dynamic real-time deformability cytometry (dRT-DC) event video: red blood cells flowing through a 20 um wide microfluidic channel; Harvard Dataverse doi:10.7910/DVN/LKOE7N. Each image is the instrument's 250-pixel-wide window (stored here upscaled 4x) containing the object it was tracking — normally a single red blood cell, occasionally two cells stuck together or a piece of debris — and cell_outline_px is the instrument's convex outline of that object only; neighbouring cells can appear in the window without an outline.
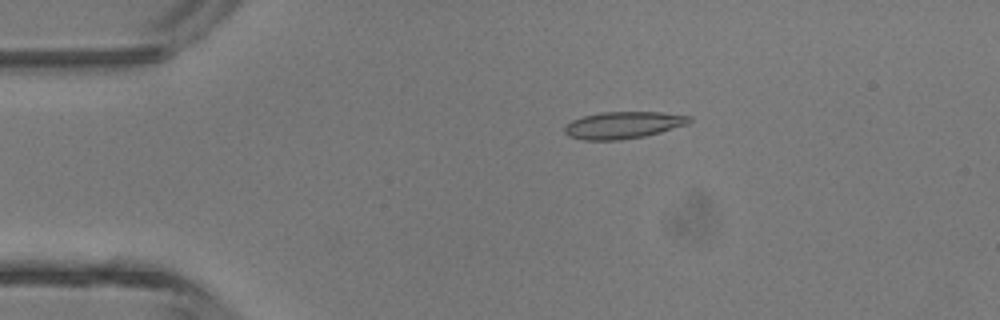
{"species": "common noctule bat (a hibernating species)", "species_latin": "Nyctalus noctula", "temperature_condition": "room temperature", "stored_images_in_passage": 4, "camera_frame_rate_fps": 3000, "um_per_image_px": 0.085, "animal": {"sex": "male", "body_mass_g": 13.3}, "frame": {"image": 1, "passage_image": 3, "time_ms": 2.333, "image_size_px": [1000, 320], "cell_outline_px": [[692, 120], [688, 124], [660, 132], [644, 136], [620, 140], [584, 140], [568, 136], [564, 132], [564, 128], [572, 120], [584, 116], [600, 112], [664, 112], [692, 116]], "centroid_in_image_um": [52.99, 10.63], "position_along_channel_um": 32.0, "area_um2": 19.65}}